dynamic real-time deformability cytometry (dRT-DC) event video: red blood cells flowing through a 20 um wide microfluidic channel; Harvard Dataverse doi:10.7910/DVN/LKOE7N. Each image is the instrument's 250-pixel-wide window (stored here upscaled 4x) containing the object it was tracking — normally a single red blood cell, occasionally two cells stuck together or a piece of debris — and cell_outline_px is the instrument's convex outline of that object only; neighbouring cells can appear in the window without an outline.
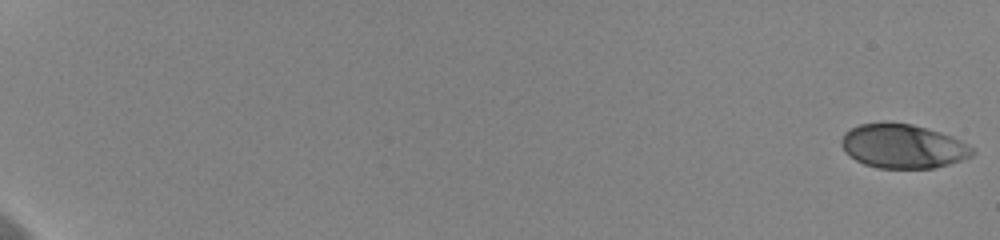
{"species": "human", "species_latin": "Homo sapiens", "temperature_condition": "cold", "stored_images_in_passage": 56, "camera_frame_rate_fps": 3000, "um_per_image_px": 0.085, "donor": {"sex": "female"}, "frame": {"image": 1, "passage_image": 1, "time_ms": 0.0, "image_size_px": [1000, 240], "cell_outline_px": [[976, 152], [972, 156], [948, 164], [932, 168], [876, 168], [864, 164], [848, 156], [844, 152], [840, 144], [840, 140], [844, 132], [860, 124], [912, 124], [940, 132], [952, 136], [960, 140], [972, 148]], "centroid_in_image_um": [76.72, 12.45], "position_along_channel_um": 8.3, "area_um2": 33.35}}
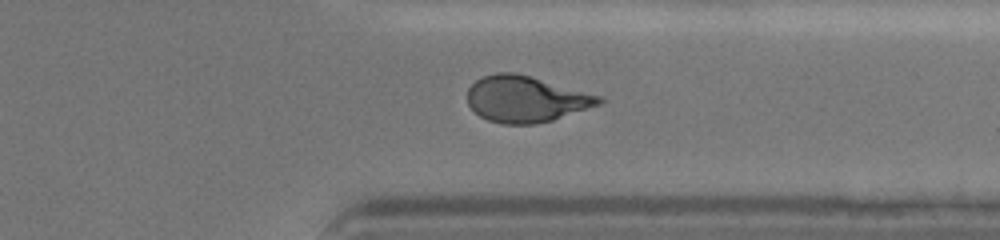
{"frame": {"image": 2, "passage_image": 49, "time_ms": 16.0, "image_size_px": [1000, 240], "cell_outline_px": [[604, 100], [600, 104], [552, 120], [536, 124], [504, 124], [488, 120], [480, 116], [468, 104], [468, 88], [476, 80], [484, 76], [496, 72], [516, 72], [604, 96]], "centroid_in_image_um": [44.72, 8.41], "position_along_channel_um": 366.7, "area_um2": 35.43}}
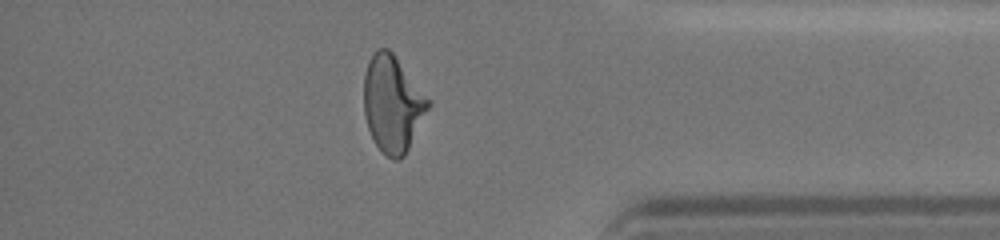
{"frame": {"image": 3, "passage_image": 53, "time_ms": 17.333, "image_size_px": [1000, 240], "cell_outline_px": [[432, 104], [404, 156], [400, 160], [396, 160], [380, 152], [368, 128], [364, 116], [364, 76], [368, 64], [372, 56], [380, 48], [388, 48], [392, 52], [432, 100]], "centroid_in_image_um": [33.4, 8.84], "position_along_channel_um": 401.8, "area_um2": 36.24}}